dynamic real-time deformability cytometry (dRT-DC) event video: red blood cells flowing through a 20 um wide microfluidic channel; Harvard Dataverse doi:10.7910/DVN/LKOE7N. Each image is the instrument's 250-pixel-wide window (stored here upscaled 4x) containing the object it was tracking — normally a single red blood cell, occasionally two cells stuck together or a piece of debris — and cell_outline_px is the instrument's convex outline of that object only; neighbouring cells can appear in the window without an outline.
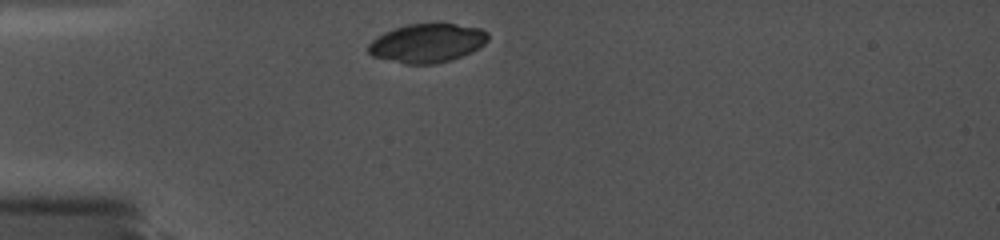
{"species": "common noctule bat (a hibernating species)", "species_latin": "Nyctalus noctula", "temperature_condition": "cold", "stored_images_in_passage": 27, "camera_frame_rate_fps": 5000, "um_per_image_px": 0.085, "animal": {"sex": "female", "body_mass_g": 19.0, "forearm_length_mm": 56.7}, "frame": {"image": 1, "passage_image": 1, "time_ms": 0.0, "image_size_px": [1000, 240], "cell_outline_px": [[488, 40], [484, 44], [460, 56], [448, 60], [432, 64], [408, 64], [372, 56], [368, 52], [368, 44], [376, 36], [384, 32], [408, 24], [456, 24], [480, 28], [488, 32]], "centroid_in_image_um": [36.28, 3.65], "position_along_channel_um": 48.7, "area_um2": 26.65}}
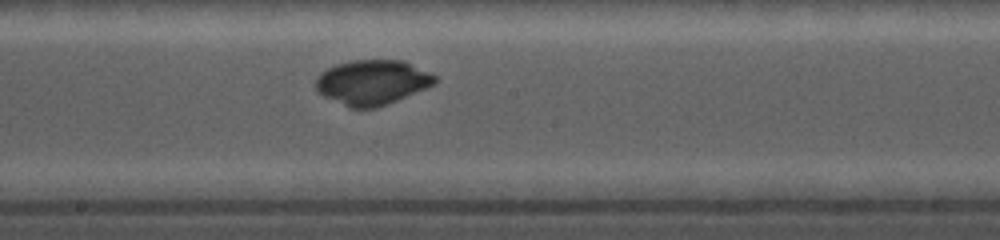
{"frame": {"image": 2, "passage_image": 14, "time_ms": 5.0, "image_size_px": [1000, 240], "cell_outline_px": [[436, 80], [432, 84], [424, 88], [396, 100], [376, 108], [348, 108], [316, 92], [316, 80], [320, 72], [336, 64], [352, 60], [400, 60], [428, 72], [436, 76]], "centroid_in_image_um": [31.56, 7.0], "position_along_channel_um": 216.6, "area_um2": 30.69}}
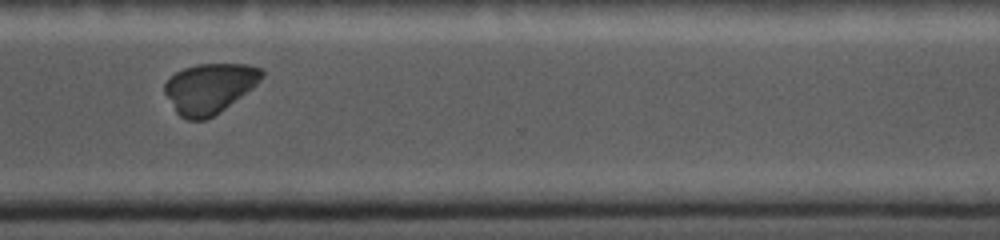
{"frame": {"image": 3, "passage_image": 24, "time_ms": 8.6, "image_size_px": [1000, 240], "cell_outline_px": [[264, 76], [252, 88], [220, 112], [204, 120], [188, 120], [180, 116], [176, 112], [164, 92], [164, 84], [176, 72], [184, 68], [196, 64], [248, 64], [260, 68], [264, 72]], "centroid_in_image_um": [17.81, 7.5], "position_along_channel_um": 352.8, "area_um2": 28.15}}